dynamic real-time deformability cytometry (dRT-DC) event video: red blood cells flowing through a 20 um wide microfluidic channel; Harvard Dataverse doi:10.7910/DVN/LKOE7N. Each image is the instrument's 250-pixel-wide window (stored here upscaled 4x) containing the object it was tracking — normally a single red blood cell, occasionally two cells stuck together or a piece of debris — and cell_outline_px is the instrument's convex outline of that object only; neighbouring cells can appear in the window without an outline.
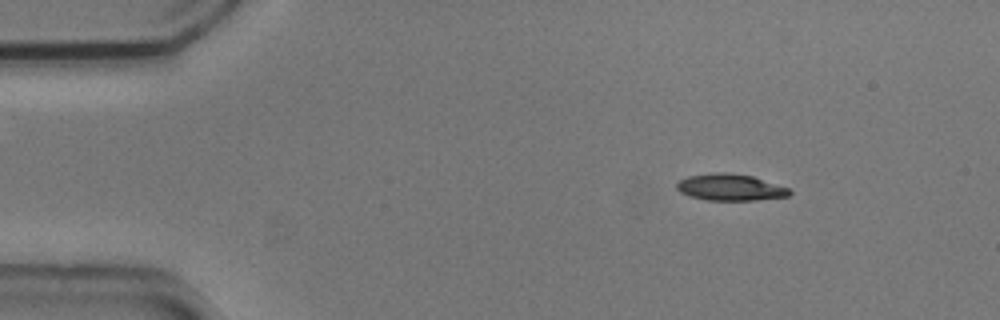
{"species": "common noctule bat (a hibernating species)", "species_latin": "Nyctalus noctula", "temperature_condition": "cold", "stored_images_in_passage": 4, "camera_frame_rate_fps": 3000, "um_per_image_px": 0.085, "animal": {"sex": "male", "body_mass_g": 20.5, "forearm_length_mm": 52.5}, "frame": {"image": 1, "passage_image": 1, "time_ms": 0.0, "image_size_px": [1000, 320], "cell_outline_px": [[792, 192], [788, 196], [756, 200], [708, 200], [688, 196], [680, 192], [676, 188], [676, 184], [680, 180], [688, 176], [716, 172], [728, 172], [752, 176], [788, 188]], "centroid_in_image_um": [62.04, 15.92], "position_along_channel_um": 23.0, "area_um2": 17.4}}
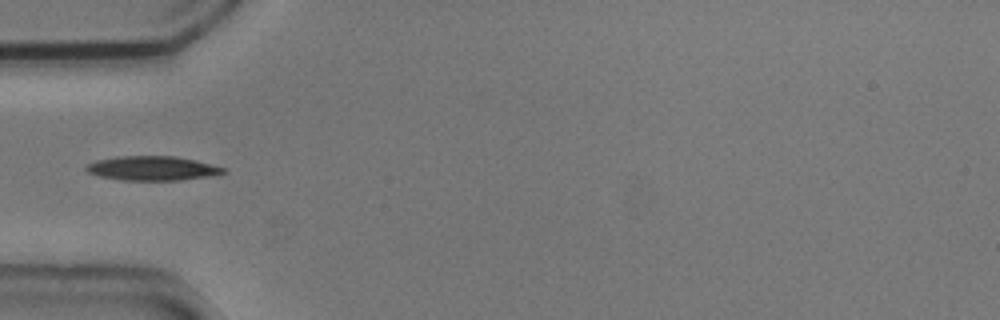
{"frame": {"image": 2, "passage_image": 4, "time_ms": 1.0, "image_size_px": [1000, 320], "cell_outline_px": [[228, 172], [208, 176], [180, 180], [120, 180], [100, 176], [88, 172], [84, 168], [88, 164], [96, 160], [116, 156], [176, 156], [196, 160], [224, 168]], "centroid_in_image_um": [12.93, 14.3], "position_along_channel_um": 72.1, "area_um2": 19.36}}